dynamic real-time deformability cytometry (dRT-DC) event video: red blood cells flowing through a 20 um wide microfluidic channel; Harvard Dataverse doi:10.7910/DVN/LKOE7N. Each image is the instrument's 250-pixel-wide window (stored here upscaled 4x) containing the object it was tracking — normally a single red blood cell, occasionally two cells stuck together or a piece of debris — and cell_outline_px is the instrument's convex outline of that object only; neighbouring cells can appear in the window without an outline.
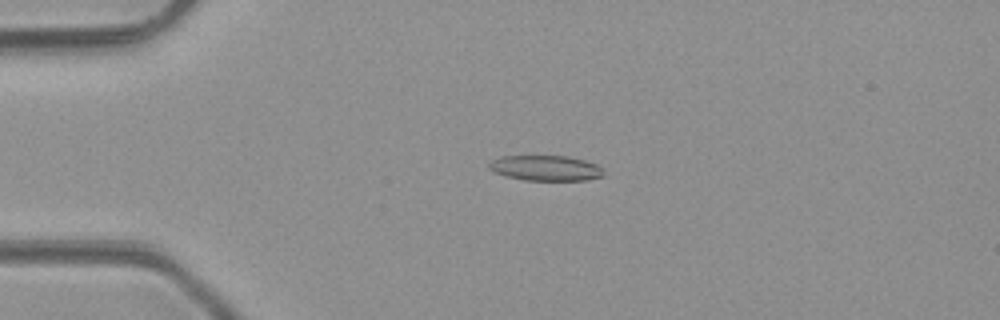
{"species": "common noctule bat (a hibernating species)", "species_latin": "Nyctalus noctula", "temperature_condition": "room temperature", "stored_images_in_passage": 41, "camera_frame_rate_fps": 3000, "um_per_image_px": 0.085, "animal": {"sex": "male", "body_mass_g": 23.1, "forearm_length_mm": 52.7}, "frame": {"image": 1, "passage_image": 4, "time_ms": 1.0, "image_size_px": [1000, 320], "cell_outline_px": [[604, 176], [588, 180], [524, 180], [504, 176], [488, 168], [488, 164], [492, 160], [500, 156], [568, 156], [584, 160], [596, 164], [600, 168]], "centroid_in_image_um": [46.36, 14.29], "position_along_channel_um": 38.6, "area_um2": 16.88}}
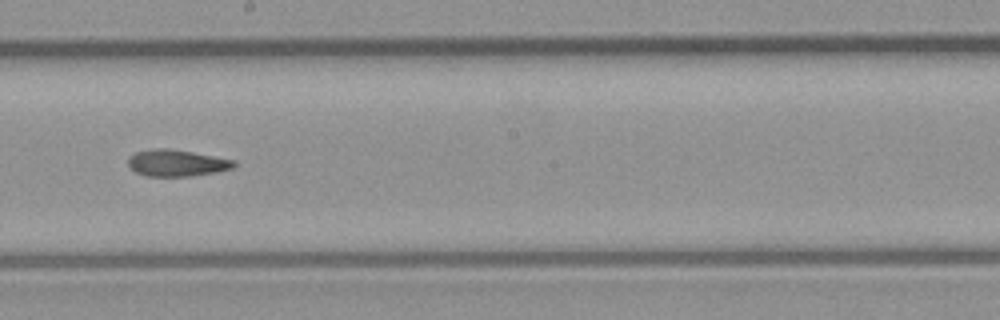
{"frame": {"image": 2, "passage_image": 20, "time_ms": 6.333, "image_size_px": [1000, 320], "cell_outline_px": [[236, 164], [232, 168], [216, 172], [192, 176], [148, 176], [136, 172], [128, 164], [128, 156], [136, 152], [152, 148], [164, 148], [192, 152], [236, 160]], "centroid_in_image_um": [15.02, 13.85], "position_along_channel_um": 233.2, "area_um2": 16.36}}
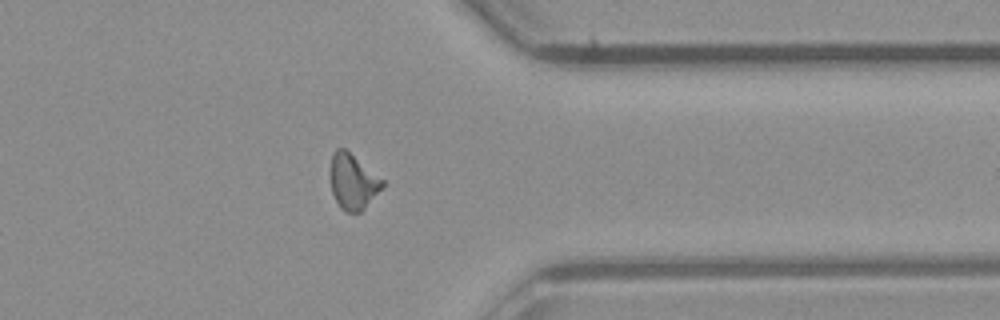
{"frame": {"image": 3, "passage_image": 31, "time_ms": 10.0, "image_size_px": [1000, 320], "cell_outline_px": [[384, 188], [360, 212], [344, 212], [340, 208], [332, 192], [332, 152], [336, 148], [344, 148], [384, 180]], "centroid_in_image_um": [30.03, 15.46], "position_along_channel_um": 381.4, "area_um2": 16.53}, "authors_computed_cell_mechanics": {"area_um2": 16.5886, "velocity_mm_per_s": 4.276, "shape_relaxation_time_tau1_ms": null, "shape_relaxation_time_tau2_ms": 10.7713, "deformation_change_tau1": null, "deformation_change_tau2": 0.2116}}